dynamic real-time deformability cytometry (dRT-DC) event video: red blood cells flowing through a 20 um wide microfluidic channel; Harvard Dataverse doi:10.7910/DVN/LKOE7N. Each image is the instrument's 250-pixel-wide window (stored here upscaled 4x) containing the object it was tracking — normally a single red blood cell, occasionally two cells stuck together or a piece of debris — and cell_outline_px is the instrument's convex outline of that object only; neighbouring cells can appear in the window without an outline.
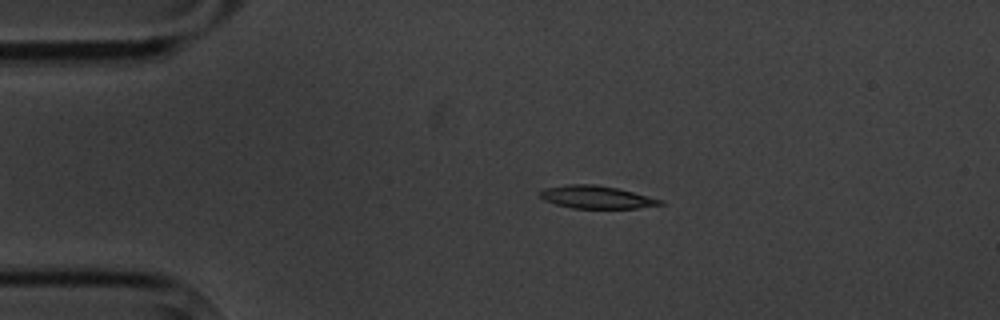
{"species": "common noctule bat (a hibernating species)", "species_latin": "Nyctalus noctula", "temperature_condition": "cold", "stored_images_in_passage": 3, "camera_frame_rate_fps": 3000, "um_per_image_px": 0.085, "animal": {"sex": "male", "body_mass_g": 20.1, "forearm_length_mm": 53.5}, "frame": {"image": 1, "passage_image": 1, "time_ms": 0.0, "image_size_px": [1000, 320], "cell_outline_px": [[664, 204], [636, 208], [572, 208], [556, 204], [544, 200], [540, 196], [540, 192], [544, 188], [564, 184], [596, 184], [616, 188], [664, 200]], "centroid_in_image_um": [50.67, 16.75], "position_along_channel_um": 34.3, "area_um2": 15.84}}